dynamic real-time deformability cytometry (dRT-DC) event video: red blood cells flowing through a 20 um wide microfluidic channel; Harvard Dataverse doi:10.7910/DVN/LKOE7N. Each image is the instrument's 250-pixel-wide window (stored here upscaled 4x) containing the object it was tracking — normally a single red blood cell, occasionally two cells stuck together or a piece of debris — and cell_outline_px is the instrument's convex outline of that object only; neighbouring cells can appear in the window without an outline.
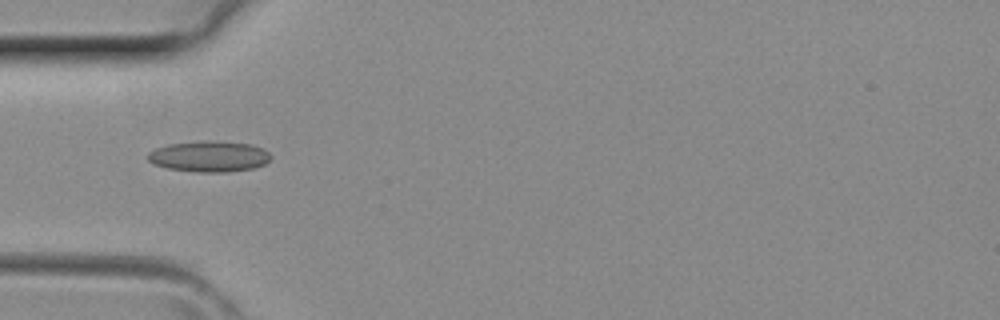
{"species": "common noctule bat (a hibernating species)", "species_latin": "Nyctalus noctula", "temperature_condition": "room temperature", "stored_images_in_passage": 2, "camera_frame_rate_fps": 3000, "um_per_image_px": 0.085, "animal": {"sex": "female", "body_mass_g": 29.2, "forearm_length_mm": 56.3}, "frame": {"image": 1, "passage_image": 2, "time_ms": 0.333, "image_size_px": [1000, 320], "cell_outline_px": [[272, 156], [264, 164], [252, 168], [228, 172], [196, 172], [168, 168], [152, 164], [148, 160], [148, 152], [156, 148], [168, 144], [208, 140], [252, 144], [264, 148]], "centroid_in_image_um": [17.78, 13.29], "position_along_channel_um": 67.2, "area_um2": 22.2}}